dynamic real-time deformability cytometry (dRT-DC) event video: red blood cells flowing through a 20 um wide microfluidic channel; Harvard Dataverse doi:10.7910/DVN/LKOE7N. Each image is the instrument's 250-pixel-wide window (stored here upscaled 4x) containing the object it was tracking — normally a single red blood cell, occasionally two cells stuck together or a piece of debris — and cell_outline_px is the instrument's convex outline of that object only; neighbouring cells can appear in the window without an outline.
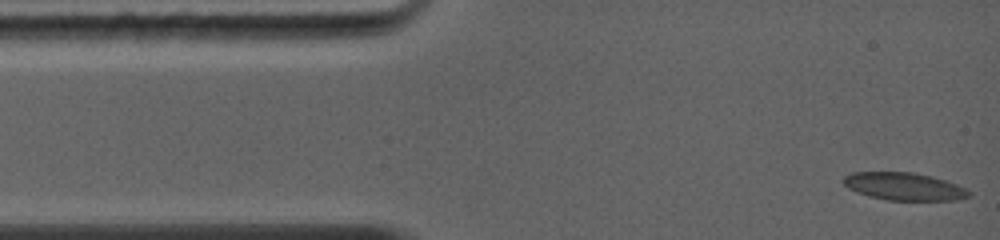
{"species": "common noctule bat (a hibernating species)", "species_latin": "Nyctalus noctula", "temperature_condition": "warm", "stored_images_in_passage": 59, "camera_frame_rate_fps": 5000, "um_per_image_px": 0.085, "animal": {"sex": "female", "body_mass_g": 19.0, "forearm_length_mm": 56.7}, "frame": {"image": 1, "passage_image": 1, "time_ms": 0.0, "image_size_px": [1000, 240], "cell_outline_px": [[972, 192], [968, 196], [952, 200], [888, 200], [868, 196], [856, 192], [848, 188], [840, 180], [844, 176], [852, 172], [912, 172], [932, 176], [948, 180]], "centroid_in_image_um": [76.8, 15.83], "position_along_channel_um": 8.2, "area_um2": 20.29}}
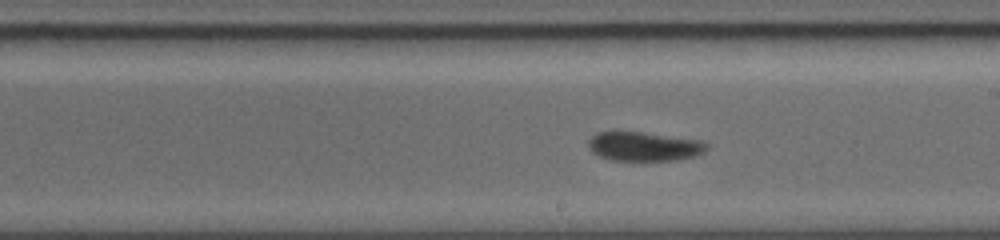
{"frame": {"image": 2, "passage_image": 34, "time_ms": 6.8, "image_size_px": [1000, 240], "cell_outline_px": [[708, 148], [704, 152], [696, 156], [676, 160], [612, 160], [600, 156], [592, 152], [588, 148], [588, 140], [596, 132], [640, 132], [696, 140], [708, 144]], "centroid_in_image_um": [54.71, 12.45], "position_along_channel_um": 234.3, "area_um2": 19.83}}
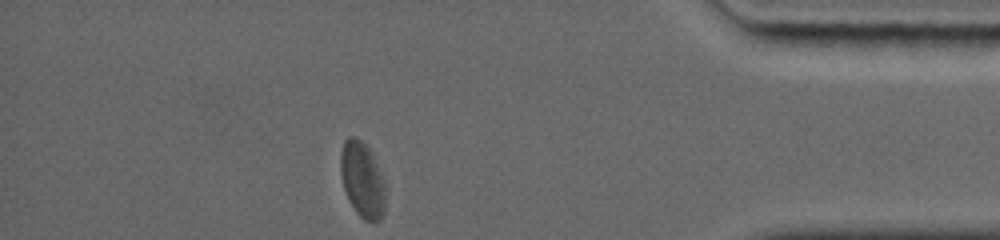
{"frame": {"image": 3, "passage_image": 58, "time_ms": 11.6, "image_size_px": [1000, 240], "cell_outline_px": [[384, 212], [380, 220], [376, 224], [364, 220], [356, 212], [348, 200], [344, 188], [340, 172], [340, 152], [344, 140], [348, 136], [356, 136], [368, 148], [384, 180]], "centroid_in_image_um": [30.77, 15.3], "position_along_channel_um": 404.4, "area_um2": 19.77}, "authors_computed_cell_mechanics": {"area_um2": 20.4034, "velocity_mm_per_s": 4.3373, "shape_relaxation_time_tau1_ms": null, "shape_relaxation_time_tau2_ms": 1.7106, "deformation_change_tau1": null, "deformation_change_tau2": 0.0511}}